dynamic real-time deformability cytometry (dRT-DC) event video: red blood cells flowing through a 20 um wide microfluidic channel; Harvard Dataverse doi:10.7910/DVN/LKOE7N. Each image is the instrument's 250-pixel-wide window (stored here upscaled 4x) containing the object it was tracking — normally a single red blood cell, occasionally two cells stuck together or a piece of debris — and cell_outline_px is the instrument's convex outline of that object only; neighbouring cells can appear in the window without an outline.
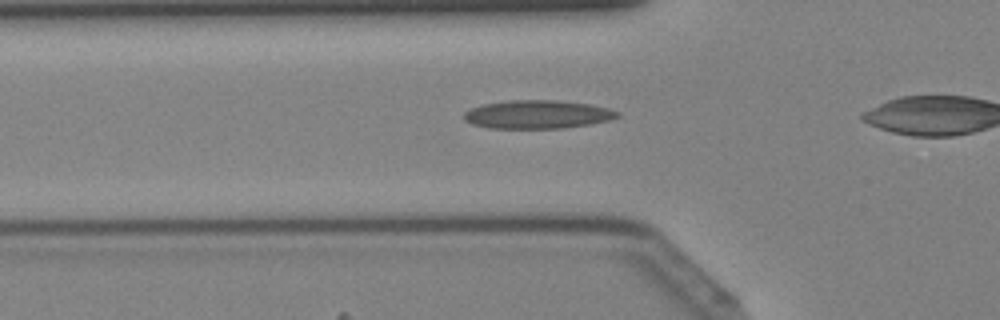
{"species": "Egyptian fruit bat (a non-hibernating species)", "species_latin": "Rousettus aegyptiacus", "temperature_condition": "cold", "stored_images_in_passage": 31, "camera_frame_rate_fps": 3000, "um_per_image_px": 0.085, "animal": {"sex": "female"}, "frame": {"image": 1, "passage_image": 11, "time_ms": 3.333, "image_size_px": [1000, 320], "cell_outline_px": [[620, 116], [612, 120], [592, 124], [564, 128], [488, 128], [472, 124], [464, 120], [464, 112], [468, 108], [484, 104], [508, 100], [560, 100], [592, 104], [608, 108], [620, 112]], "centroid_in_image_um": [45.72, 9.72], "position_along_channel_um": 80.1, "area_um2": 25.78}}
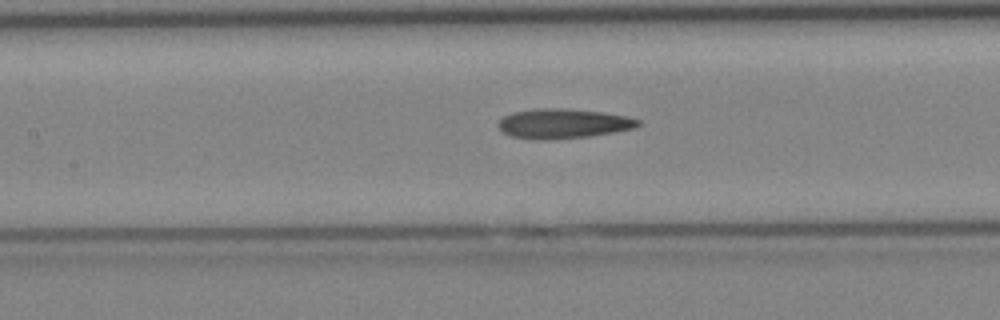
{"frame": {"image": 2, "passage_image": 16, "time_ms": 5.0, "image_size_px": [1000, 320], "cell_outline_px": [[644, 124], [636, 128], [592, 136], [548, 140], [532, 140], [512, 136], [504, 132], [496, 124], [504, 116], [512, 112], [536, 108], [564, 108], [604, 112], [628, 116], [640, 120]], "centroid_in_image_um": [47.91, 10.5], "position_along_channel_um": 159.5, "area_um2": 24.62}}
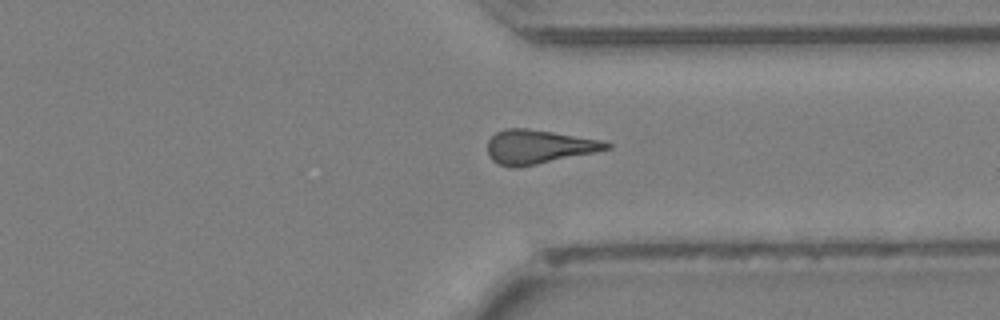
{"frame": {"image": 3, "passage_image": 29, "time_ms": 9.333, "image_size_px": [1000, 320], "cell_outline_px": [[612, 148], [596, 152], [516, 168], [512, 168], [500, 164], [492, 160], [488, 156], [488, 140], [496, 132], [504, 128], [528, 128], [600, 140], [612, 144]], "centroid_in_image_um": [45.75, 12.47], "position_along_channel_um": 365.6, "area_um2": 23.41}}